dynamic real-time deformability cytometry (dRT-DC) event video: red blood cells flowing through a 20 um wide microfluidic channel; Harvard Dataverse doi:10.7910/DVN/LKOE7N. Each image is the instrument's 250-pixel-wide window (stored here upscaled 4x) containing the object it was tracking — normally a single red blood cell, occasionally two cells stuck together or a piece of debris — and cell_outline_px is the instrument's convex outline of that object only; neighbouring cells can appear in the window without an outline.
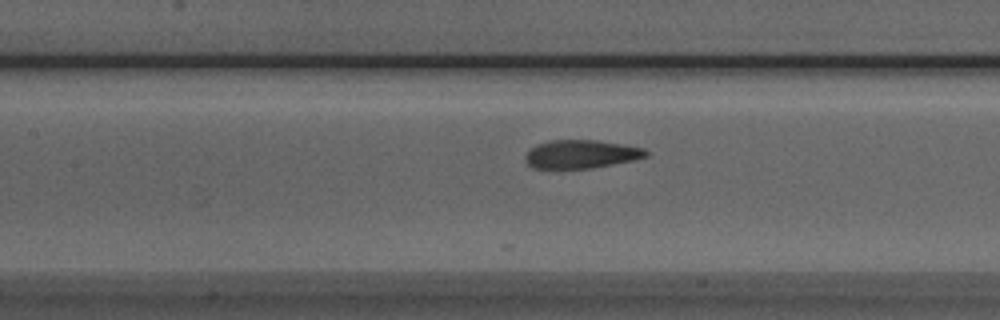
{"species": "Egyptian fruit bat (a non-hibernating species)", "species_latin": "Rousettus aegyptiacus", "temperature_condition": "room temperature", "stored_images_in_passage": 43, "camera_frame_rate_fps": 3000, "um_per_image_px": 0.085, "animal": {"sex": "male"}, "frame": {"image": 1, "passage_image": 23, "time_ms": 7.333, "image_size_px": [1000, 320], "cell_outline_px": [[648, 156], [632, 160], [592, 168], [532, 168], [524, 160], [524, 156], [536, 144], [548, 140], [596, 140], [644, 148], [648, 152]], "centroid_in_image_um": [49.36, 13.1], "position_along_channel_um": 158.0, "area_um2": 19.83}}
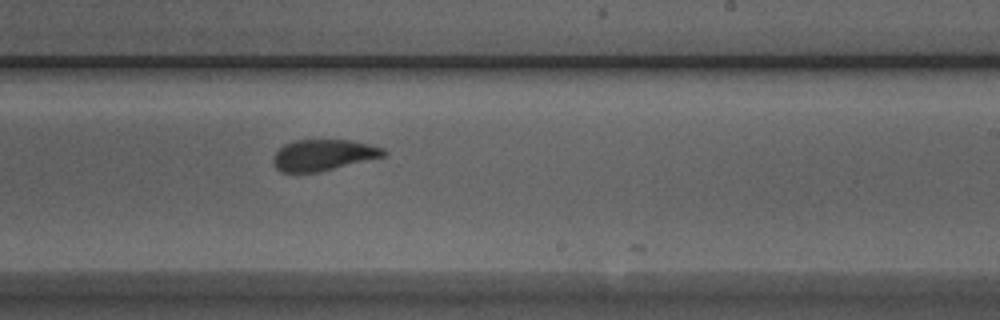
{"frame": {"image": 2, "passage_image": 31, "time_ms": 10.0, "image_size_px": [1000, 320], "cell_outline_px": [[388, 152], [384, 156], [320, 172], [280, 172], [272, 164], [272, 156], [284, 144], [296, 140], [348, 140], [372, 144], [384, 148]], "centroid_in_image_um": [27.47, 13.18], "position_along_channel_um": 261.5, "area_um2": 20.17}}
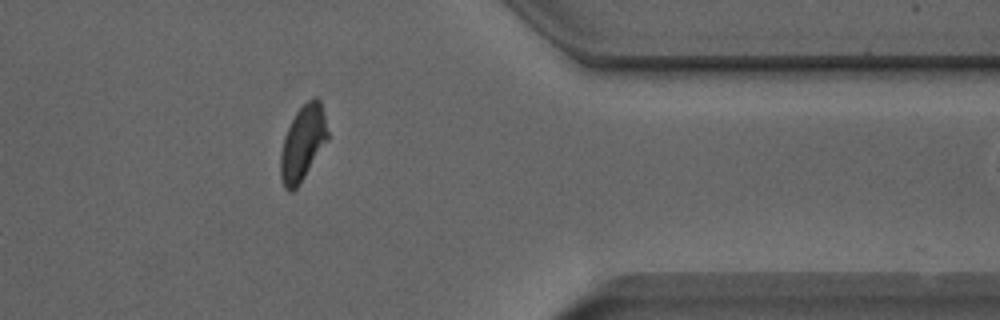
{"frame": {"image": 3, "passage_image": 42, "time_ms": 13.667, "image_size_px": [1000, 320], "cell_outline_px": [[328, 140], [296, 188], [292, 192], [288, 192], [284, 188], [280, 176], [280, 156], [284, 136], [296, 112], [308, 100], [316, 96], [320, 100], [328, 132]], "centroid_in_image_um": [25.72, 12.17], "position_along_channel_um": 385.7, "area_um2": 20.35}}